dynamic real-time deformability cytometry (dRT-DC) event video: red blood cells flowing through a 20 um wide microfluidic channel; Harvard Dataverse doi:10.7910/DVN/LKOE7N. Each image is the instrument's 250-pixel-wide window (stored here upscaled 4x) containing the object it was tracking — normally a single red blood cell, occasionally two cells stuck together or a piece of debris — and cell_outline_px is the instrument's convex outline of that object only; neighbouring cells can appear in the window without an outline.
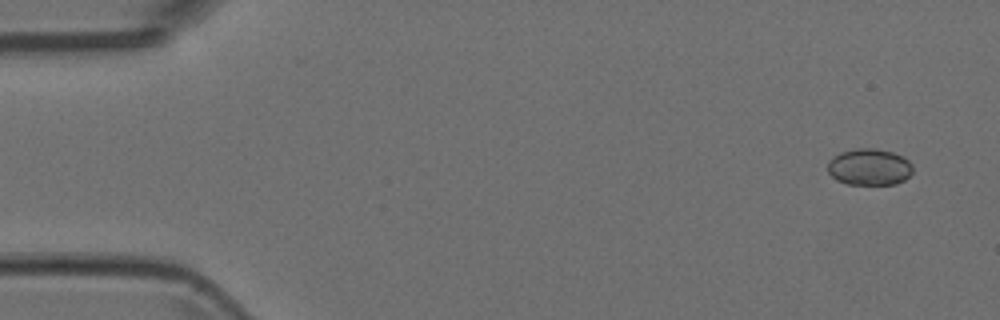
{"species": "Egyptian fruit bat (a non-hibernating species)", "species_latin": "Rousettus aegyptiacus", "temperature_condition": "room temperature", "stored_images_in_passage": 6, "camera_frame_rate_fps": 3000, "um_per_image_px": 0.085, "animal": {"sex": "female"}, "frame": {"image": 1, "passage_image": 1, "time_ms": 0.0, "image_size_px": [1000, 320], "cell_outline_px": [[912, 172], [904, 180], [896, 184], [848, 184], [836, 180], [828, 172], [828, 160], [832, 156], [840, 152], [856, 148], [876, 148], [892, 152], [904, 156], [912, 164]], "centroid_in_image_um": [73.88, 14.18], "position_along_channel_um": 11.1, "area_um2": 18.32}}
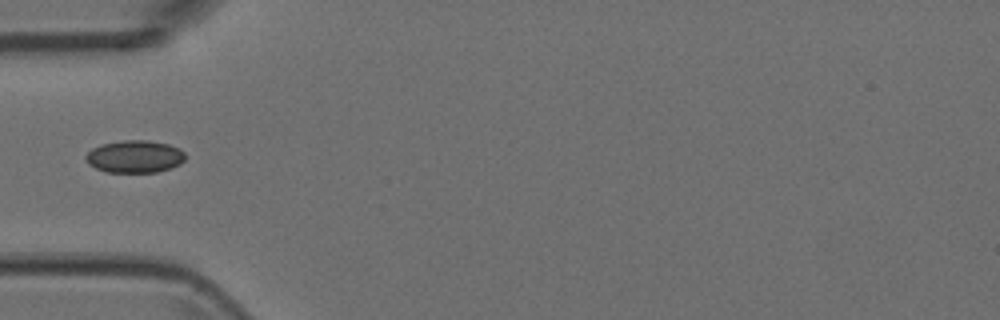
{"frame": {"image": 2, "passage_image": 5, "time_ms": 1.333, "image_size_px": [1000, 320], "cell_outline_px": [[184, 160], [180, 164], [172, 168], [156, 172], [104, 172], [88, 164], [84, 156], [92, 148], [100, 144], [124, 140], [148, 140], [168, 144], [180, 148], [184, 152]], "centroid_in_image_um": [11.44, 13.3], "position_along_channel_um": 73.6, "area_um2": 18.96}}
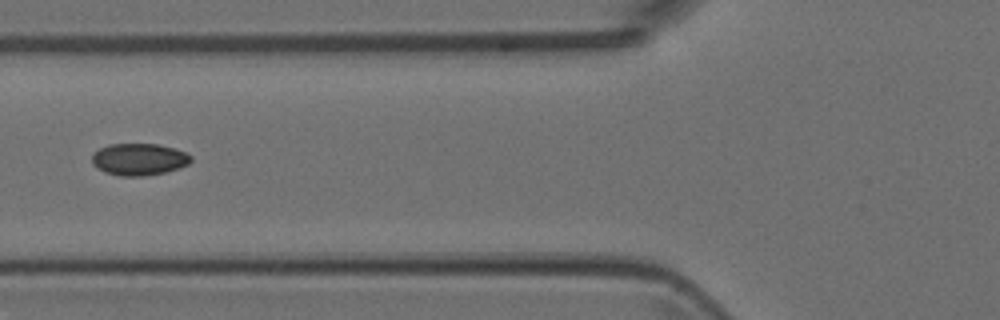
{"frame": {"image": 3, "passage_image": 6, "time_ms": 1.667, "image_size_px": [1000, 320], "cell_outline_px": [[192, 160], [188, 164], [180, 168], [164, 172], [144, 176], [120, 176], [104, 172], [96, 168], [92, 164], [92, 156], [100, 148], [108, 144], [160, 144], [176, 148], [192, 156]], "centroid_in_image_um": [11.82, 13.54], "position_along_channel_um": 114.0, "area_um2": 18.55}}